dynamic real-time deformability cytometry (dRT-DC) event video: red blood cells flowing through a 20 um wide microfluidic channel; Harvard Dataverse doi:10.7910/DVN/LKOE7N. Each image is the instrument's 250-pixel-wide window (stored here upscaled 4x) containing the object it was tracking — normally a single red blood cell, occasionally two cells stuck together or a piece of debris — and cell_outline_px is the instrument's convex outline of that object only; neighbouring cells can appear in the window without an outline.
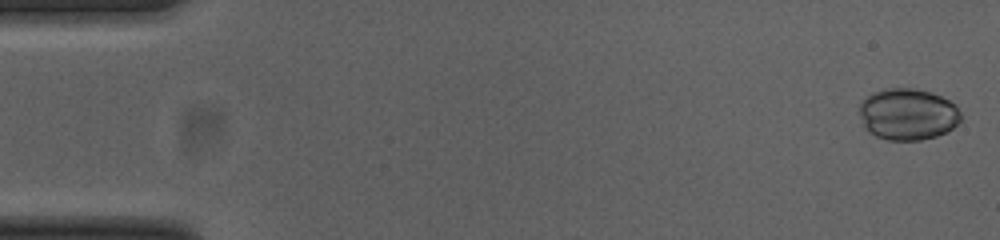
{"species": "common noctule bat (a hibernating species)", "species_latin": "Nyctalus noctula", "temperature_condition": "cold", "stored_images_in_passage": 52, "camera_frame_rate_fps": 3000, "um_per_image_px": 0.085, "animal": {"sex": "female", "body_mass_g": 23.0, "forearm_length_mm": 53.4}, "frame": {"image": 1, "passage_image": 1, "time_ms": 0.0, "image_size_px": [1000, 240], "cell_outline_px": [[960, 120], [948, 132], [936, 136], [920, 140], [888, 140], [876, 136], [868, 132], [864, 128], [860, 116], [860, 104], [872, 92], [884, 88], [916, 88], [940, 96], [948, 100], [960, 112]], "centroid_in_image_um": [77.13, 9.72], "position_along_channel_um": 7.9, "area_um2": 30.4}}
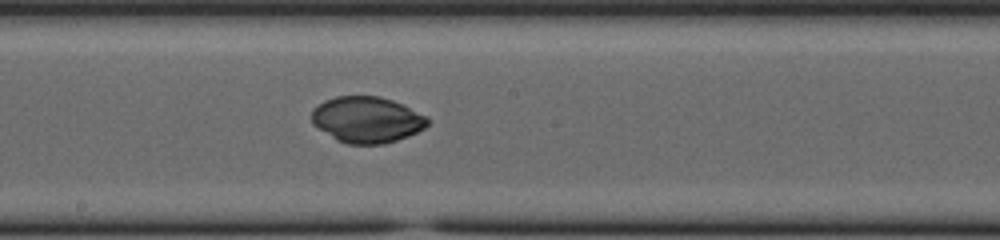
{"frame": {"image": 2, "passage_image": 28, "time_ms": 9.0, "image_size_px": [1000, 240], "cell_outline_px": [[432, 120], [424, 128], [408, 136], [384, 144], [348, 144], [336, 140], [312, 124], [312, 108], [324, 100], [336, 96], [380, 96], [392, 100], [428, 116]], "centroid_in_image_um": [31.18, 10.17], "position_along_channel_um": 217.0, "area_um2": 31.33}}
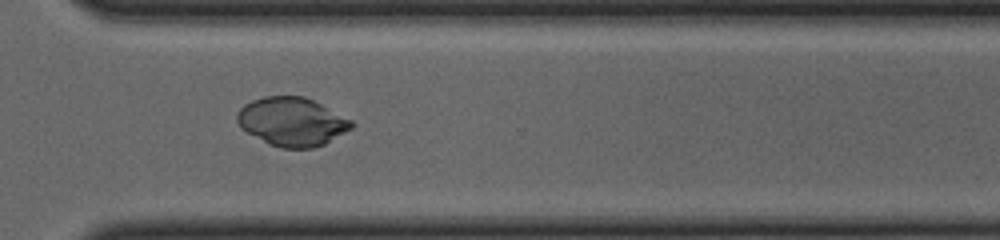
{"frame": {"image": 3, "passage_image": 38, "time_ms": 12.333, "image_size_px": [1000, 240], "cell_outline_px": [[356, 124], [352, 128], [324, 144], [312, 148], [280, 148], [268, 144], [240, 128], [236, 120], [236, 116], [240, 108], [244, 104], [252, 100], [264, 96], [304, 96], [352, 120]], "centroid_in_image_um": [24.79, 10.35], "position_along_channel_um": 345.8, "area_um2": 32.37}}